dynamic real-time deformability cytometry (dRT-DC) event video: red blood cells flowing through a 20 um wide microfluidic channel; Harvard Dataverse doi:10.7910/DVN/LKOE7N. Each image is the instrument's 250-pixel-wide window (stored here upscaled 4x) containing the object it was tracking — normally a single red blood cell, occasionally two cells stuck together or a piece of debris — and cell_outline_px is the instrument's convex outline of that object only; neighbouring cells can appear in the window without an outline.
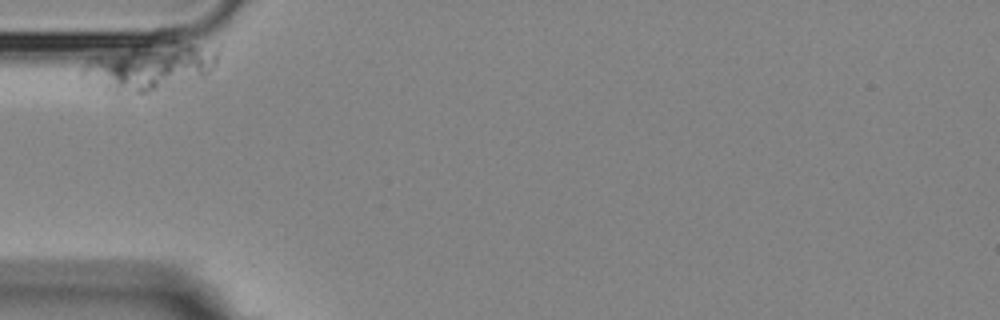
{"species": "Egyptian fruit bat (a non-hibernating species)", "species_latin": "Rousettus aegyptiacus", "temperature_condition": "room temperature", "stored_images_in_passage": 7, "camera_frame_rate_fps": 3000, "um_per_image_px": 0.085, "animal": {"sex": "female"}, "frame": {"image": 1, "passage_image": 1, "time_ms": 0.0, "image_size_px": [1000, 320], "cell_outline_px": [[220, 48], [216, 64], [204, 76], [148, 92], [124, 96], [116, 96], [108, 92], [80, 76], [80, 68], [92, 56], [112, 52], [184, 44], [192, 44]], "centroid_in_image_um": [12.65, 5.78], "position_along_channel_um": 72.4, "area_um2": 35.95}}
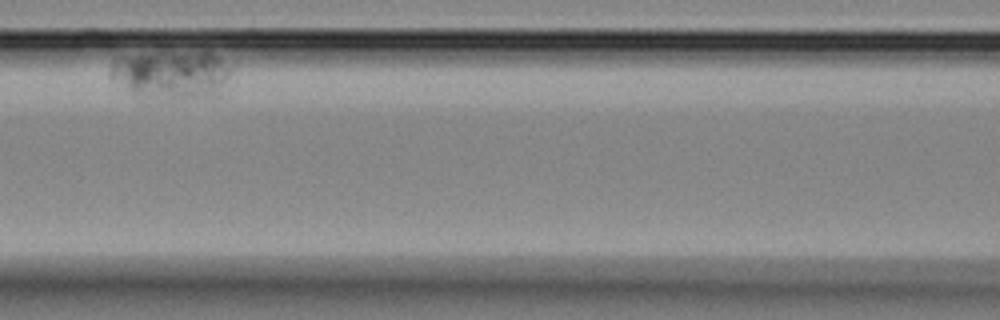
{"frame": {"image": 2, "passage_image": 4, "time_ms": 4.333, "image_size_px": [1000, 320], "cell_outline_px": [[236, 60], [220, 96], [176, 100], [140, 100], [132, 96], [112, 80], [108, 76], [108, 72], [112, 64], [136, 56], [160, 52], [212, 52]], "centroid_in_image_um": [14.7, 6.4], "position_along_channel_um": 151.9, "area_um2": 35.84}}
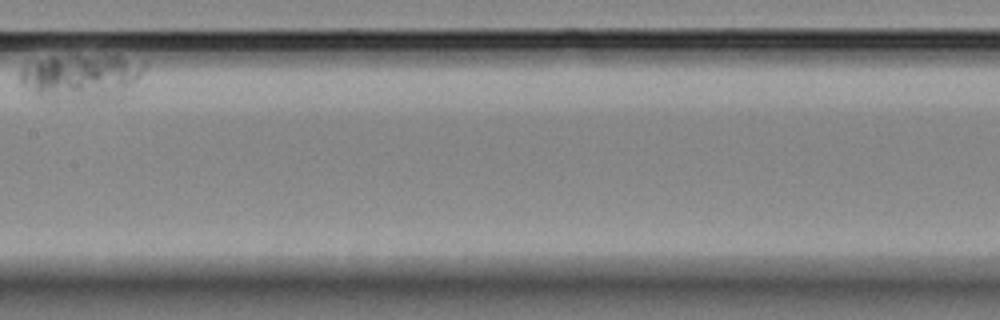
{"frame": {"image": 3, "passage_image": 6, "time_ms": 6.667, "image_size_px": [1000, 320], "cell_outline_px": [[144, 68], [140, 76], [128, 96], [120, 100], [44, 100], [20, 84], [20, 68], [24, 64], [52, 56], [112, 52], [116, 52], [144, 64]], "centroid_in_image_um": [6.97, 6.52], "position_along_channel_um": 200.4, "area_um2": 35.37}}